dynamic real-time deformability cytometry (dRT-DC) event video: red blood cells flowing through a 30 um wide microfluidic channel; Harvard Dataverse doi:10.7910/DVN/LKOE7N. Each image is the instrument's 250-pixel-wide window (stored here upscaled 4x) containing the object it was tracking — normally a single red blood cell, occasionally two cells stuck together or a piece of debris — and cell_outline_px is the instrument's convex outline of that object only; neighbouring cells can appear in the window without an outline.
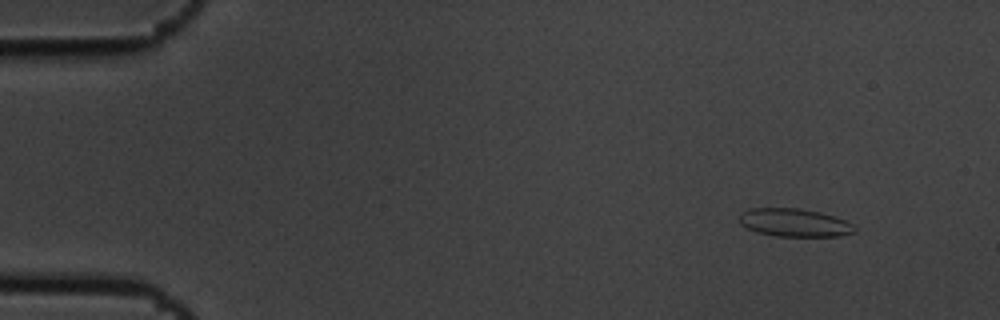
{"species": "common noctule bat (a hibernating species)", "species_latin": "Nyctalus noctula", "temperature_condition": "cold", "stored_images_in_passage": 4, "camera_frame_rate_fps": 3000, "um_per_image_px": 0.085, "animal": {"sex": "male", "body_mass_g": 19.5, "forearm_length_mm": 54.6}, "frame": {"image": 1, "passage_image": 1, "time_ms": 0.0, "image_size_px": [1000, 320], "cell_outline_px": [[856, 232], [840, 236], [772, 236], [756, 232], [740, 224], [740, 212], [752, 208], [800, 208], [820, 212], [836, 216], [852, 224], [856, 228]], "centroid_in_image_um": [67.53, 18.92], "position_along_channel_um": 17.5, "area_um2": 19.02}}